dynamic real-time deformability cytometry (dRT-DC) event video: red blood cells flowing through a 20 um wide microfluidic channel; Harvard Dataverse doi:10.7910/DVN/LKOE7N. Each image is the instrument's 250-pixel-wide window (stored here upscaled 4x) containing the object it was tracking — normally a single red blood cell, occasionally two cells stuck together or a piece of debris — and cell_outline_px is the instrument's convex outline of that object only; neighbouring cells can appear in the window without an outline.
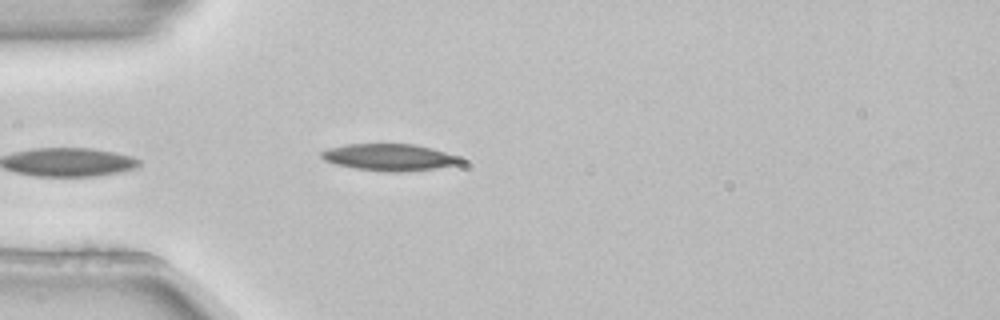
{"species": "common noctule bat (a hibernating species)", "species_latin": "Nyctalus noctula", "temperature_condition": "room temperature", "stored_images_in_passage": 5, "camera_frame_rate_fps": 3000, "um_per_image_px": 0.085, "animal": {"sex": "female", "body_mass_g": 22.7, "forearm_length_mm": 54.2}, "frame": {"image": 1, "passage_image": 5, "time_ms": 1.333, "image_size_px": [1000, 320], "cell_outline_px": [[468, 160], [464, 164], [436, 168], [400, 172], [388, 172], [356, 168], [336, 164], [324, 160], [320, 156], [320, 152], [328, 148], [344, 144], [416, 144], [464, 156]], "centroid_in_image_um": [33.23, 13.36], "position_along_channel_um": 51.8, "area_um2": 22.25}}